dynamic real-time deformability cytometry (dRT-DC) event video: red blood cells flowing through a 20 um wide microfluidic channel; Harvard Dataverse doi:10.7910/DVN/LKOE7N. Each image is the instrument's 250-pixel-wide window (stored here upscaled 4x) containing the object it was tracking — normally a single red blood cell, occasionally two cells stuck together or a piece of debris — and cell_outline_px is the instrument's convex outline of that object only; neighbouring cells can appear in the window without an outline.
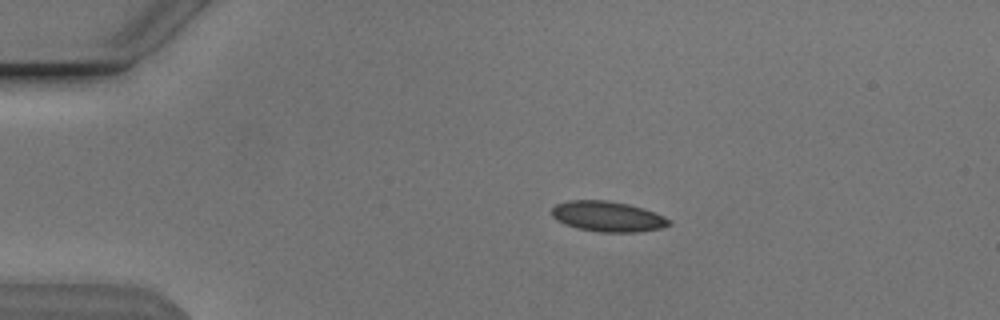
{"species": "Egyptian fruit bat (a non-hibernating species)", "species_latin": "Rousettus aegyptiacus", "temperature_condition": "cold", "stored_images_in_passage": 43, "camera_frame_rate_fps": 3000, "um_per_image_px": 0.085, "animal": {"sex": "male"}, "frame": {"image": 1, "passage_image": 1, "time_ms": 0.0, "image_size_px": [1000, 320], "cell_outline_px": [[672, 224], [660, 228], [640, 232], [600, 232], [576, 228], [564, 224], [556, 220], [552, 216], [552, 208], [556, 204], [568, 200], [608, 200], [628, 204], [644, 208], [664, 216], [672, 220]], "centroid_in_image_um": [51.66, 18.4], "position_along_channel_um": 33.3, "area_um2": 20.98}}
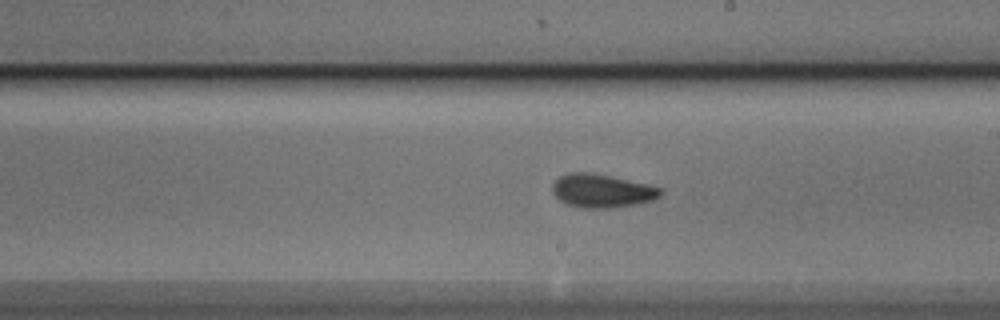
{"frame": {"image": 2, "passage_image": 21, "time_ms": 6.667, "image_size_px": [1000, 320], "cell_outline_px": [[664, 192], [660, 196], [652, 200], [636, 204], [608, 208], [580, 208], [564, 204], [552, 192], [552, 184], [560, 176], [568, 172], [592, 172], [664, 188]], "centroid_in_image_um": [51.15, 16.22], "position_along_channel_um": 237.9, "area_um2": 21.21}}
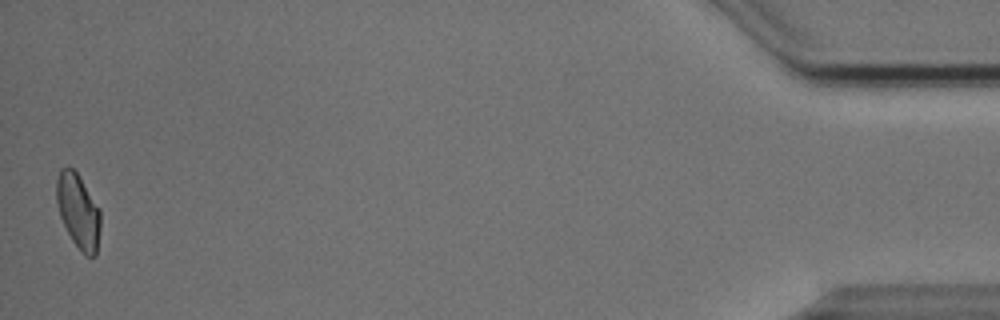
{"frame": {"image": 3, "passage_image": 43, "time_ms": 14.0, "image_size_px": [1000, 320], "cell_outline_px": [[100, 228], [96, 256], [84, 256], [72, 240], [60, 216], [56, 200], [56, 180], [60, 168], [72, 168], [76, 172], [100, 208]], "centroid_in_image_um": [6.65, 17.96], "position_along_channel_um": 428.5, "area_um2": 19.02}, "authors_computed_cell_mechanics": {"area_um2": 20.3456, "velocity_mm_per_s": 3.837, "shape_relaxation_time_tau1_ms": 5.9315, "shape_relaxation_time_tau2_ms": 2.2052, "deformation_change_tau1": 0.1231, "deformation_change_tau2": 0.0742}}